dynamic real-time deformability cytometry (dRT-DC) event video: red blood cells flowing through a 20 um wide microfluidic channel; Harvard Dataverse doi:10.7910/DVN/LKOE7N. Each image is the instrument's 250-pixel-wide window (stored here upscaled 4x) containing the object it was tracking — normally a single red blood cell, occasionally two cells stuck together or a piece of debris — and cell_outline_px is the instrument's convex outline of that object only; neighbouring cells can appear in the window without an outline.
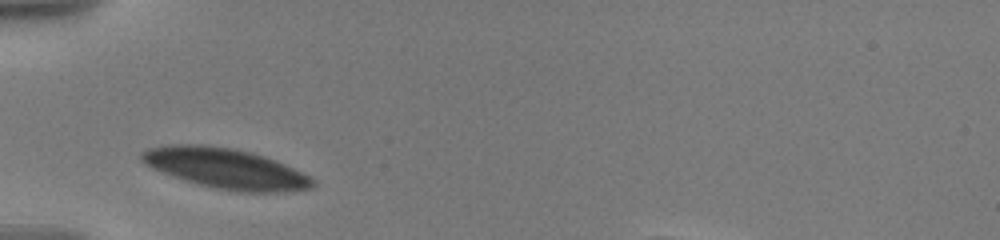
{"species": "human", "species_latin": "Homo sapiens", "temperature_condition": "warm", "stored_images_in_passage": 5, "camera_frame_rate_fps": 3000, "um_per_image_px": 0.085, "donor": {"sex": "male"}, "frame": {"image": 1, "passage_image": 1, "time_ms": 0.0, "image_size_px": [1000, 240], "cell_outline_px": [[316, 184], [312, 188], [276, 192], [244, 192], [216, 188], [184, 180], [152, 168], [144, 164], [140, 160], [140, 152], [148, 148], [168, 144], [204, 144], [236, 148], [252, 152], [264, 156], [284, 164], [308, 176]], "centroid_in_image_um": [19.12, 14.29], "position_along_channel_um": 65.9, "area_um2": 40.0}}